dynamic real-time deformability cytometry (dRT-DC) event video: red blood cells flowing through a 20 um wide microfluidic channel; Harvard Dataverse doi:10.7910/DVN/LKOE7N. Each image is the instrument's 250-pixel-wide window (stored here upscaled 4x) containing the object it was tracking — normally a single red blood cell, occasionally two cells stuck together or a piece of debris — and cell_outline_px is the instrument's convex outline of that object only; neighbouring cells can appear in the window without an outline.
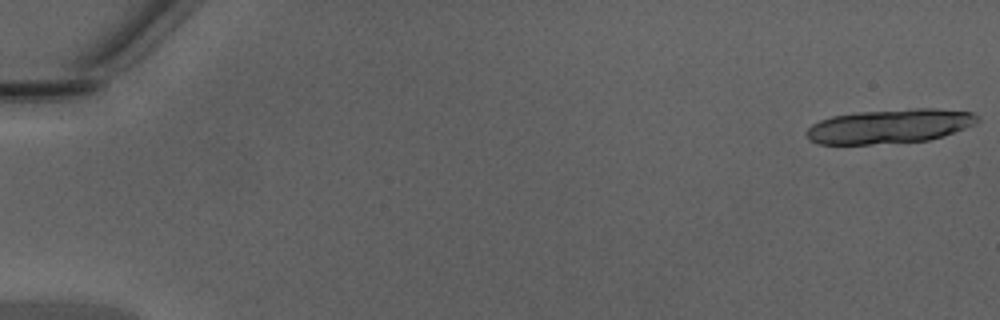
{"species": "Egyptian fruit bat (a non-hibernating species)", "species_latin": "Rousettus aegyptiacus", "temperature_condition": "warm", "stored_images_in_passage": 9, "camera_frame_rate_fps": 3000, "um_per_image_px": 0.085, "animal": {"sex": "male"}, "frame": {"image": 1, "passage_image": 1, "time_ms": 0.0, "image_size_px": [1000, 320], "cell_outline_px": [[980, 120], [976, 124], [944, 136], [928, 140], [868, 144], [820, 144], [808, 140], [808, 128], [812, 124], [820, 120], [832, 116], [856, 112], [916, 108], [936, 108], [972, 112], [980, 116]], "centroid_in_image_um": [75.67, 10.72], "position_along_channel_um": 9.3, "area_um2": 34.16}}